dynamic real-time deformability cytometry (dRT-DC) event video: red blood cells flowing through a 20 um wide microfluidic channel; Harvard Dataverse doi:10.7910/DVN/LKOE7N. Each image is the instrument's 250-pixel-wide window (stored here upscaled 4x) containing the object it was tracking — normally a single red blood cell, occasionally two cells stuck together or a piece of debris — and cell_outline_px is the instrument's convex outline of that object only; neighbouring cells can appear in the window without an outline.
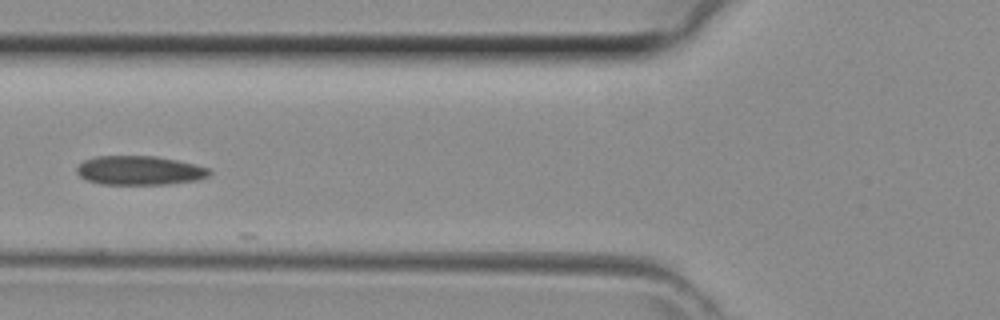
{"species": "common noctule bat (a hibernating species)", "species_latin": "Nyctalus noctula", "temperature_condition": "room temperature", "stored_images_in_passage": 16, "camera_frame_rate_fps": 3000, "um_per_image_px": 0.085, "animal": {"sex": "female", "body_mass_g": 29.2, "forearm_length_mm": 56.3}, "frame": {"image": 1, "passage_image": 6, "time_ms": 1.667, "image_size_px": [1000, 320], "cell_outline_px": [[212, 172], [208, 176], [196, 180], [168, 184], [100, 184], [88, 180], [80, 176], [76, 172], [76, 168], [84, 160], [96, 156], [156, 156], [176, 160], [208, 168]], "centroid_in_image_um": [11.84, 14.48], "position_along_channel_um": 114.0, "area_um2": 22.31}}
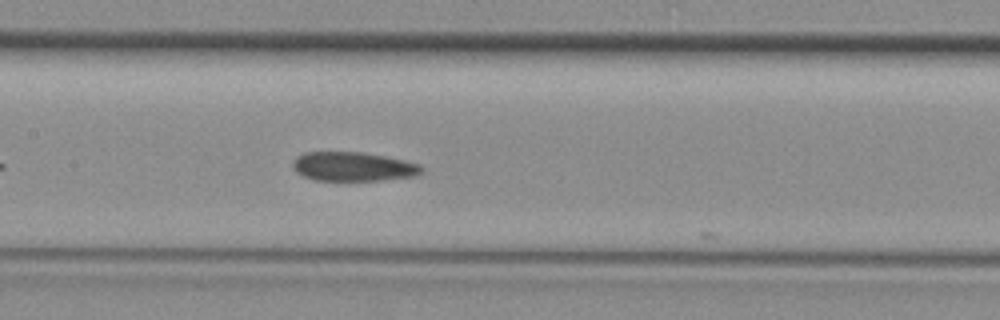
{"frame": {"image": 2, "passage_image": 10, "time_ms": 3.0, "image_size_px": [1000, 320], "cell_outline_px": [[424, 172], [416, 176], [380, 180], [312, 180], [296, 172], [292, 164], [296, 156], [304, 152], [364, 152], [404, 160], [420, 164], [424, 168]], "centroid_in_image_um": [30.03, 14.16], "position_along_channel_um": 177.4, "area_um2": 21.96}}
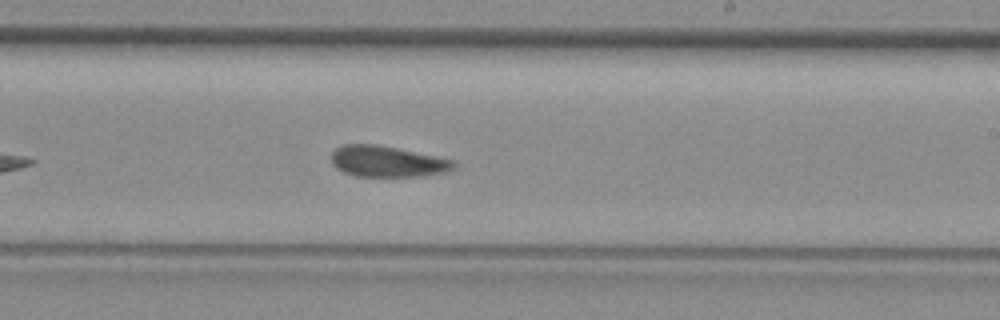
{"frame": {"image": 3, "passage_image": 15, "time_ms": 4.667, "image_size_px": [1000, 320], "cell_outline_px": [[456, 168], [444, 172], [424, 176], [356, 176], [344, 172], [336, 168], [332, 164], [332, 152], [336, 148], [344, 144], [376, 144], [456, 160]], "centroid_in_image_um": [32.94, 13.72], "position_along_channel_um": 256.1, "area_um2": 22.14}}